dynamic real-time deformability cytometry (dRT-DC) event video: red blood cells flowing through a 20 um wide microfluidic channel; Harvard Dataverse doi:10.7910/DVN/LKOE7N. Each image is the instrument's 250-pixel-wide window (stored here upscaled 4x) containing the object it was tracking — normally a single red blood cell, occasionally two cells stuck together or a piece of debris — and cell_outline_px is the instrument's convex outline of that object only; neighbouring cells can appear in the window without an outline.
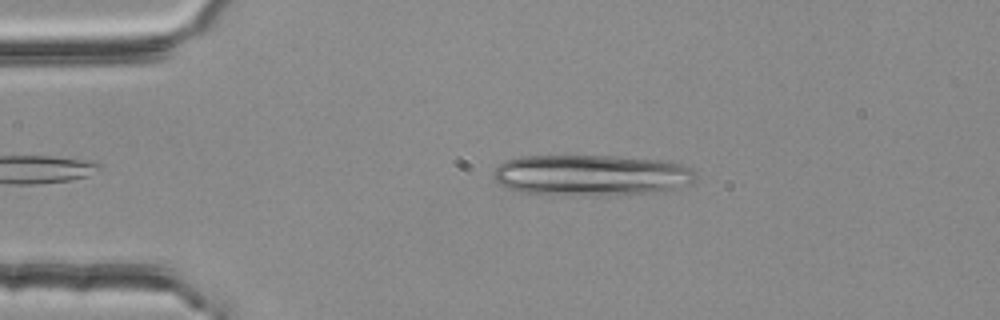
{"species": "common noctule bat (a hibernating species)", "species_latin": "Nyctalus noctula", "temperature_condition": "room temperature", "stored_images_in_passage": 14, "camera_frame_rate_fps": 3000, "um_per_image_px": 0.085, "animal": {"sex": "female", "body_mass_g": 25.1}, "frame": {"image": 1, "passage_image": 5, "time_ms": 1.333, "image_size_px": [1000, 320], "cell_outline_px": [[696, 176], [692, 184], [652, 192], [592, 196], [520, 192], [508, 188], [500, 184], [496, 180], [492, 172], [504, 160], [520, 156], [612, 156], [668, 160], [684, 164], [692, 168], [696, 172]], "centroid_in_image_um": [50.28, 14.88], "position_along_channel_um": 34.7, "area_um2": 48.61}}